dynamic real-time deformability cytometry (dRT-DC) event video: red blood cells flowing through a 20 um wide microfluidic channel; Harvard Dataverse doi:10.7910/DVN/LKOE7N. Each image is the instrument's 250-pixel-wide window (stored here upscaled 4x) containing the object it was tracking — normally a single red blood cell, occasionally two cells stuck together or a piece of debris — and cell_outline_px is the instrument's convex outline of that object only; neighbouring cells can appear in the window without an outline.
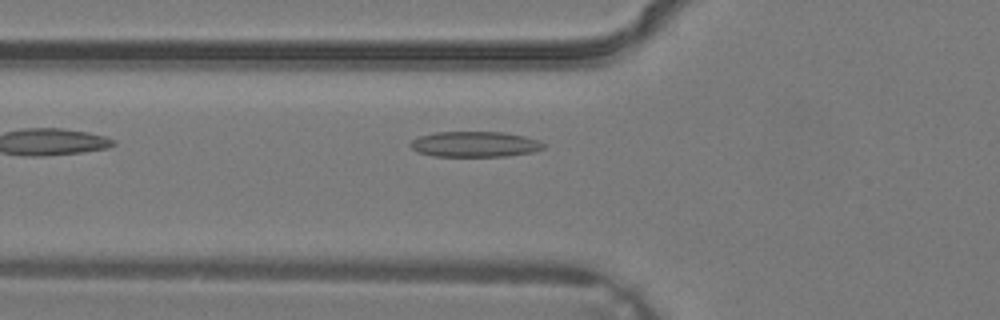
{"species": "common noctule bat (a hibernating species)", "species_latin": "Nyctalus noctula", "temperature_condition": "warm", "stored_images_in_passage": 3, "camera_frame_rate_fps": 3000, "um_per_image_px": 0.085, "animal": {"sex": "male", "body_mass_g": 19.2, "forearm_length_mm": 51.8}, "frame": {"image": 1, "passage_image": 3, "time_ms": 0.667, "image_size_px": [1000, 320], "cell_outline_px": [[544, 148], [532, 152], [508, 156], [432, 156], [416, 152], [408, 144], [412, 140], [420, 136], [436, 132], [504, 132], [524, 136], [540, 140], [544, 144]], "centroid_in_image_um": [40.35, 12.26], "position_along_channel_um": 85.4, "area_um2": 19.88}}